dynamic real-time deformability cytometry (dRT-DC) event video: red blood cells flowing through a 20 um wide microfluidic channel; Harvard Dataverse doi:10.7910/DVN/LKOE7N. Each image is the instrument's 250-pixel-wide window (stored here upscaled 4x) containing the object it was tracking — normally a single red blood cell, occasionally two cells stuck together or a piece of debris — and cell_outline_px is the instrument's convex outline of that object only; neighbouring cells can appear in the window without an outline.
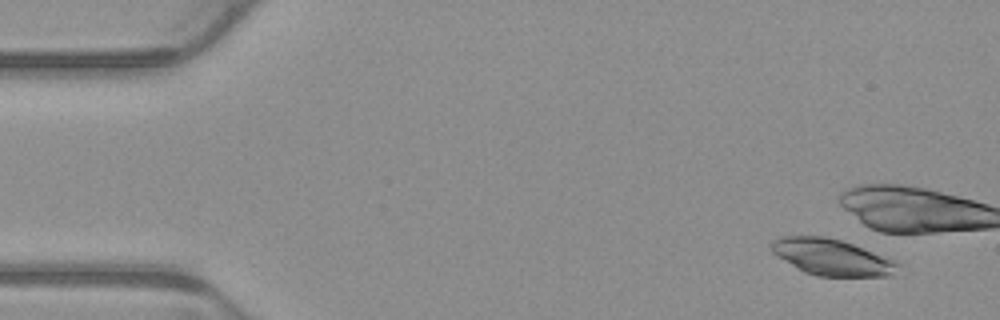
{"species": "common noctule bat (a hibernating species)", "species_latin": "Nyctalus noctula", "temperature_condition": "warm", "stored_images_in_passage": 5, "camera_frame_rate_fps": 3000, "um_per_image_px": 0.085, "animal": {"sex": "male", "body_mass_g": 23.1, "forearm_length_mm": 52.7}, "frame": {"image": 1, "passage_image": 1, "time_ms": 0.0, "image_size_px": [1000, 320], "cell_outline_px": [[900, 264], [892, 276], [816, 276], [804, 272], [772, 252], [768, 248], [772, 240], [780, 236], [824, 236], [840, 240], [852, 244], [896, 260]], "centroid_in_image_um": [70.69, 21.85], "position_along_channel_um": 14.3, "area_um2": 26.7}}